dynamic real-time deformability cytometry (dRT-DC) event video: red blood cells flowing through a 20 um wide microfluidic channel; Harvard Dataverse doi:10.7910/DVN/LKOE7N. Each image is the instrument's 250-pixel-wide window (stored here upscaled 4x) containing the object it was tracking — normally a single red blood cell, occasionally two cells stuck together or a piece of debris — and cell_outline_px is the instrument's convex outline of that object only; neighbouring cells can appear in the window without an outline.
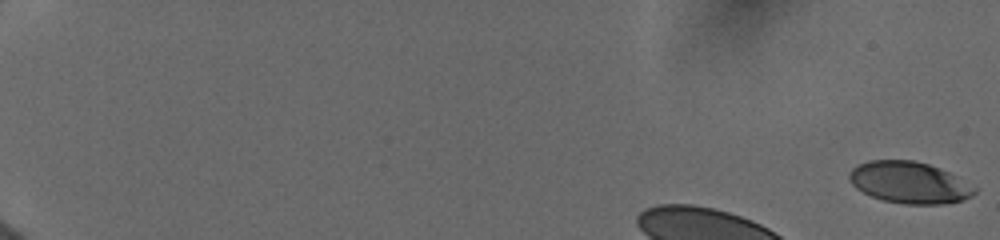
{"species": "human", "species_latin": "Homo sapiens", "temperature_condition": "cold", "stored_images_in_passage": 7, "camera_frame_rate_fps": 3000, "um_per_image_px": 0.085, "donor": {"sex": "female"}, "frame": {"image": 1, "passage_image": 1, "time_ms": 0.0, "image_size_px": [1000, 240], "cell_outline_px": [[976, 192], [972, 196], [964, 200], [944, 204], [904, 204], [884, 200], [872, 196], [856, 188], [852, 184], [848, 176], [848, 172], [856, 164], [868, 160], [912, 160], [928, 164], [948, 172], [976, 188]], "centroid_in_image_um": [77.26, 15.51], "position_along_channel_um": 7.7, "area_um2": 30.29}}